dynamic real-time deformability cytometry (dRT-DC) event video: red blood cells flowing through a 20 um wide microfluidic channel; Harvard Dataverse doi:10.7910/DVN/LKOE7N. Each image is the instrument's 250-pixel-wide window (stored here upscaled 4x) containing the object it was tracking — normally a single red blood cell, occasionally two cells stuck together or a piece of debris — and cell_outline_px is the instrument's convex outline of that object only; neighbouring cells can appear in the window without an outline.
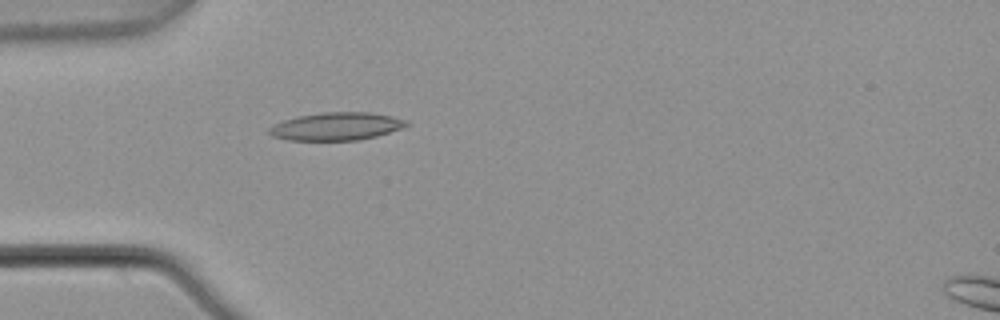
{"species": "common noctule bat (a hibernating species)", "species_latin": "Nyctalus noctula", "temperature_condition": "warm", "stored_images_in_passage": 2, "camera_frame_rate_fps": 3000, "um_per_image_px": 0.085, "animal": {"sex": "male", "body_mass_g": 21.5, "forearm_length_mm": 52.0}, "frame": {"image": 1, "passage_image": 1, "time_ms": 0.0, "image_size_px": [1000, 320], "cell_outline_px": [[408, 124], [400, 128], [376, 136], [360, 140], [288, 140], [272, 136], [268, 132], [268, 128], [272, 124], [296, 116], [320, 112], [368, 112], [392, 116], [408, 120]], "centroid_in_image_um": [28.54, 10.73], "position_along_channel_um": 56.5, "area_um2": 22.31}}